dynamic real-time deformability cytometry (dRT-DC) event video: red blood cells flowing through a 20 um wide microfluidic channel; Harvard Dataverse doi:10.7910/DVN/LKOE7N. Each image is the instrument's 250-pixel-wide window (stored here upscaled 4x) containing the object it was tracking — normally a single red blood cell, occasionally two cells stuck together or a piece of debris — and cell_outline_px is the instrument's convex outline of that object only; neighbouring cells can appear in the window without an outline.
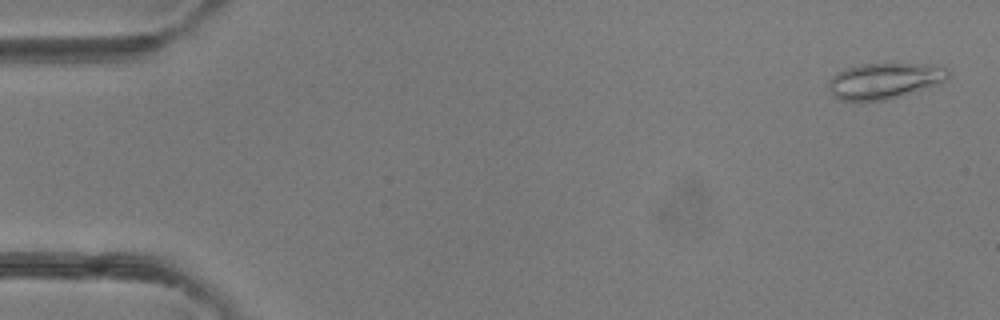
{"species": "common noctule bat (a hibernating species)", "species_latin": "Nyctalus noctula", "temperature_condition": "room temperature", "stored_images_in_passage": 3, "camera_frame_rate_fps": 3000, "um_per_image_px": 0.085, "animal": {"sex": "female"}, "frame": {"image": 1, "passage_image": 1, "time_ms": 0.0, "image_size_px": [1000, 320], "cell_outline_px": [[948, 76], [944, 80], [900, 96], [884, 100], [840, 100], [832, 96], [828, 84], [828, 80], [836, 72], [848, 68], [864, 64], [932, 64], [948, 68]], "centroid_in_image_um": [75.12, 6.86], "position_along_channel_um": 9.9, "area_um2": 24.45}}